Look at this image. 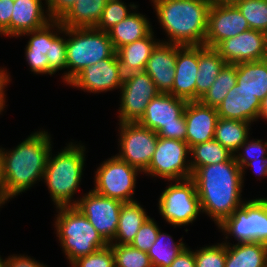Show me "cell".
<instances>
[{
    "mask_svg": "<svg viewBox=\"0 0 267 267\" xmlns=\"http://www.w3.org/2000/svg\"><path fill=\"white\" fill-rule=\"evenodd\" d=\"M243 174L234 155L228 161L201 166L192 174L201 210L218 226L243 205Z\"/></svg>",
    "mask_w": 267,
    "mask_h": 267,
    "instance_id": "obj_1",
    "label": "cell"
},
{
    "mask_svg": "<svg viewBox=\"0 0 267 267\" xmlns=\"http://www.w3.org/2000/svg\"><path fill=\"white\" fill-rule=\"evenodd\" d=\"M47 132H35L11 151L0 149L4 193L12 198L43 178L50 154Z\"/></svg>",
    "mask_w": 267,
    "mask_h": 267,
    "instance_id": "obj_2",
    "label": "cell"
},
{
    "mask_svg": "<svg viewBox=\"0 0 267 267\" xmlns=\"http://www.w3.org/2000/svg\"><path fill=\"white\" fill-rule=\"evenodd\" d=\"M168 44L204 45L210 4L205 0L152 1ZM170 35V36H169Z\"/></svg>",
    "mask_w": 267,
    "mask_h": 267,
    "instance_id": "obj_3",
    "label": "cell"
},
{
    "mask_svg": "<svg viewBox=\"0 0 267 267\" xmlns=\"http://www.w3.org/2000/svg\"><path fill=\"white\" fill-rule=\"evenodd\" d=\"M55 27L59 32L69 35L66 54L67 68L64 81L68 84L81 70L97 62L112 57L116 50L108 32L95 28L63 27L59 20H55Z\"/></svg>",
    "mask_w": 267,
    "mask_h": 267,
    "instance_id": "obj_4",
    "label": "cell"
},
{
    "mask_svg": "<svg viewBox=\"0 0 267 267\" xmlns=\"http://www.w3.org/2000/svg\"><path fill=\"white\" fill-rule=\"evenodd\" d=\"M84 151V146L71 143L55 157L49 154L43 179L56 207L72 206L71 199L81 181Z\"/></svg>",
    "mask_w": 267,
    "mask_h": 267,
    "instance_id": "obj_5",
    "label": "cell"
},
{
    "mask_svg": "<svg viewBox=\"0 0 267 267\" xmlns=\"http://www.w3.org/2000/svg\"><path fill=\"white\" fill-rule=\"evenodd\" d=\"M55 227L65 255L72 263L108 245L76 206H60Z\"/></svg>",
    "mask_w": 267,
    "mask_h": 267,
    "instance_id": "obj_6",
    "label": "cell"
},
{
    "mask_svg": "<svg viewBox=\"0 0 267 267\" xmlns=\"http://www.w3.org/2000/svg\"><path fill=\"white\" fill-rule=\"evenodd\" d=\"M187 101L169 93H159L149 101L144 114L137 122L155 131L159 137L186 142L184 111Z\"/></svg>",
    "mask_w": 267,
    "mask_h": 267,
    "instance_id": "obj_7",
    "label": "cell"
},
{
    "mask_svg": "<svg viewBox=\"0 0 267 267\" xmlns=\"http://www.w3.org/2000/svg\"><path fill=\"white\" fill-rule=\"evenodd\" d=\"M232 234L238 243L261 242L267 244V198L243 202L219 226Z\"/></svg>",
    "mask_w": 267,
    "mask_h": 267,
    "instance_id": "obj_8",
    "label": "cell"
},
{
    "mask_svg": "<svg viewBox=\"0 0 267 267\" xmlns=\"http://www.w3.org/2000/svg\"><path fill=\"white\" fill-rule=\"evenodd\" d=\"M159 210L163 218L175 227L192 223L201 212L193 179L175 180L174 185L171 183L160 195Z\"/></svg>",
    "mask_w": 267,
    "mask_h": 267,
    "instance_id": "obj_9",
    "label": "cell"
},
{
    "mask_svg": "<svg viewBox=\"0 0 267 267\" xmlns=\"http://www.w3.org/2000/svg\"><path fill=\"white\" fill-rule=\"evenodd\" d=\"M188 153L190 147L187 142L158 136L154 155L144 172L173 182L191 178L190 163L186 164Z\"/></svg>",
    "mask_w": 267,
    "mask_h": 267,
    "instance_id": "obj_10",
    "label": "cell"
},
{
    "mask_svg": "<svg viewBox=\"0 0 267 267\" xmlns=\"http://www.w3.org/2000/svg\"><path fill=\"white\" fill-rule=\"evenodd\" d=\"M138 171L140 172L139 169L115 155L104 161L97 169L93 190L100 195L120 200L123 203L135 201L132 199V195Z\"/></svg>",
    "mask_w": 267,
    "mask_h": 267,
    "instance_id": "obj_11",
    "label": "cell"
},
{
    "mask_svg": "<svg viewBox=\"0 0 267 267\" xmlns=\"http://www.w3.org/2000/svg\"><path fill=\"white\" fill-rule=\"evenodd\" d=\"M122 204V201L100 195L94 190L72 202V206L86 216L108 244L114 241Z\"/></svg>",
    "mask_w": 267,
    "mask_h": 267,
    "instance_id": "obj_12",
    "label": "cell"
},
{
    "mask_svg": "<svg viewBox=\"0 0 267 267\" xmlns=\"http://www.w3.org/2000/svg\"><path fill=\"white\" fill-rule=\"evenodd\" d=\"M120 123H136L154 97L160 92L145 71L124 75L121 86Z\"/></svg>",
    "mask_w": 267,
    "mask_h": 267,
    "instance_id": "obj_13",
    "label": "cell"
},
{
    "mask_svg": "<svg viewBox=\"0 0 267 267\" xmlns=\"http://www.w3.org/2000/svg\"><path fill=\"white\" fill-rule=\"evenodd\" d=\"M120 154L122 161L144 172L154 155L158 135L155 131L136 123H120Z\"/></svg>",
    "mask_w": 267,
    "mask_h": 267,
    "instance_id": "obj_14",
    "label": "cell"
},
{
    "mask_svg": "<svg viewBox=\"0 0 267 267\" xmlns=\"http://www.w3.org/2000/svg\"><path fill=\"white\" fill-rule=\"evenodd\" d=\"M249 29L247 20L235 4L210 6L204 45L215 48L223 40Z\"/></svg>",
    "mask_w": 267,
    "mask_h": 267,
    "instance_id": "obj_15",
    "label": "cell"
},
{
    "mask_svg": "<svg viewBox=\"0 0 267 267\" xmlns=\"http://www.w3.org/2000/svg\"><path fill=\"white\" fill-rule=\"evenodd\" d=\"M124 74L117 54L85 67L68 84L89 92H103L121 88Z\"/></svg>",
    "mask_w": 267,
    "mask_h": 267,
    "instance_id": "obj_16",
    "label": "cell"
},
{
    "mask_svg": "<svg viewBox=\"0 0 267 267\" xmlns=\"http://www.w3.org/2000/svg\"><path fill=\"white\" fill-rule=\"evenodd\" d=\"M267 34L249 29L220 42L215 49L228 64L265 59Z\"/></svg>",
    "mask_w": 267,
    "mask_h": 267,
    "instance_id": "obj_17",
    "label": "cell"
},
{
    "mask_svg": "<svg viewBox=\"0 0 267 267\" xmlns=\"http://www.w3.org/2000/svg\"><path fill=\"white\" fill-rule=\"evenodd\" d=\"M186 121V142L189 147L214 139L218 121L217 108L198 101L187 102L184 111Z\"/></svg>",
    "mask_w": 267,
    "mask_h": 267,
    "instance_id": "obj_18",
    "label": "cell"
},
{
    "mask_svg": "<svg viewBox=\"0 0 267 267\" xmlns=\"http://www.w3.org/2000/svg\"><path fill=\"white\" fill-rule=\"evenodd\" d=\"M197 72L198 46L177 45L174 84L169 94L187 102L196 101Z\"/></svg>",
    "mask_w": 267,
    "mask_h": 267,
    "instance_id": "obj_19",
    "label": "cell"
},
{
    "mask_svg": "<svg viewBox=\"0 0 267 267\" xmlns=\"http://www.w3.org/2000/svg\"><path fill=\"white\" fill-rule=\"evenodd\" d=\"M177 45L160 42L147 61L145 72L160 93H170L174 84Z\"/></svg>",
    "mask_w": 267,
    "mask_h": 267,
    "instance_id": "obj_20",
    "label": "cell"
},
{
    "mask_svg": "<svg viewBox=\"0 0 267 267\" xmlns=\"http://www.w3.org/2000/svg\"><path fill=\"white\" fill-rule=\"evenodd\" d=\"M261 101L237 83L217 107L219 118L253 122L260 117Z\"/></svg>",
    "mask_w": 267,
    "mask_h": 267,
    "instance_id": "obj_21",
    "label": "cell"
},
{
    "mask_svg": "<svg viewBox=\"0 0 267 267\" xmlns=\"http://www.w3.org/2000/svg\"><path fill=\"white\" fill-rule=\"evenodd\" d=\"M41 3V0H18L14 2L10 36H22L23 33L40 29L52 21L44 14Z\"/></svg>",
    "mask_w": 267,
    "mask_h": 267,
    "instance_id": "obj_22",
    "label": "cell"
},
{
    "mask_svg": "<svg viewBox=\"0 0 267 267\" xmlns=\"http://www.w3.org/2000/svg\"><path fill=\"white\" fill-rule=\"evenodd\" d=\"M153 31L146 37L126 44L116 50L124 75L144 71L153 50L160 43L153 38Z\"/></svg>",
    "mask_w": 267,
    "mask_h": 267,
    "instance_id": "obj_23",
    "label": "cell"
},
{
    "mask_svg": "<svg viewBox=\"0 0 267 267\" xmlns=\"http://www.w3.org/2000/svg\"><path fill=\"white\" fill-rule=\"evenodd\" d=\"M55 26V20H52L44 27L25 32L32 35L26 47V59L32 72L37 74H49L48 58L46 56L50 50V28Z\"/></svg>",
    "mask_w": 267,
    "mask_h": 267,
    "instance_id": "obj_24",
    "label": "cell"
},
{
    "mask_svg": "<svg viewBox=\"0 0 267 267\" xmlns=\"http://www.w3.org/2000/svg\"><path fill=\"white\" fill-rule=\"evenodd\" d=\"M225 64V60L215 48L207 47L205 45L198 46L196 101H198L215 82V79Z\"/></svg>",
    "mask_w": 267,
    "mask_h": 267,
    "instance_id": "obj_25",
    "label": "cell"
},
{
    "mask_svg": "<svg viewBox=\"0 0 267 267\" xmlns=\"http://www.w3.org/2000/svg\"><path fill=\"white\" fill-rule=\"evenodd\" d=\"M226 244L225 267H264L267 262V244L261 242Z\"/></svg>",
    "mask_w": 267,
    "mask_h": 267,
    "instance_id": "obj_26",
    "label": "cell"
},
{
    "mask_svg": "<svg viewBox=\"0 0 267 267\" xmlns=\"http://www.w3.org/2000/svg\"><path fill=\"white\" fill-rule=\"evenodd\" d=\"M108 0H77L59 20L63 27L95 28Z\"/></svg>",
    "mask_w": 267,
    "mask_h": 267,
    "instance_id": "obj_27",
    "label": "cell"
},
{
    "mask_svg": "<svg viewBox=\"0 0 267 267\" xmlns=\"http://www.w3.org/2000/svg\"><path fill=\"white\" fill-rule=\"evenodd\" d=\"M236 83L262 102L267 96V61L238 63Z\"/></svg>",
    "mask_w": 267,
    "mask_h": 267,
    "instance_id": "obj_28",
    "label": "cell"
},
{
    "mask_svg": "<svg viewBox=\"0 0 267 267\" xmlns=\"http://www.w3.org/2000/svg\"><path fill=\"white\" fill-rule=\"evenodd\" d=\"M144 16L132 13L108 31L115 50L146 37L152 31L150 22Z\"/></svg>",
    "mask_w": 267,
    "mask_h": 267,
    "instance_id": "obj_29",
    "label": "cell"
},
{
    "mask_svg": "<svg viewBox=\"0 0 267 267\" xmlns=\"http://www.w3.org/2000/svg\"><path fill=\"white\" fill-rule=\"evenodd\" d=\"M149 218L145 210L137 201L125 202L120 210L117 232L114 240L116 243L109 244H131L140 227Z\"/></svg>",
    "mask_w": 267,
    "mask_h": 267,
    "instance_id": "obj_30",
    "label": "cell"
},
{
    "mask_svg": "<svg viewBox=\"0 0 267 267\" xmlns=\"http://www.w3.org/2000/svg\"><path fill=\"white\" fill-rule=\"evenodd\" d=\"M250 122L235 119L218 118L214 139L218 141L233 155L239 151V147L248 139Z\"/></svg>",
    "mask_w": 267,
    "mask_h": 267,
    "instance_id": "obj_31",
    "label": "cell"
},
{
    "mask_svg": "<svg viewBox=\"0 0 267 267\" xmlns=\"http://www.w3.org/2000/svg\"><path fill=\"white\" fill-rule=\"evenodd\" d=\"M236 82L237 64L226 63L215 79V82L203 94L199 101L204 105L217 108Z\"/></svg>",
    "mask_w": 267,
    "mask_h": 267,
    "instance_id": "obj_32",
    "label": "cell"
},
{
    "mask_svg": "<svg viewBox=\"0 0 267 267\" xmlns=\"http://www.w3.org/2000/svg\"><path fill=\"white\" fill-rule=\"evenodd\" d=\"M192 174L201 166L228 161L233 154L215 139L190 147Z\"/></svg>",
    "mask_w": 267,
    "mask_h": 267,
    "instance_id": "obj_33",
    "label": "cell"
},
{
    "mask_svg": "<svg viewBox=\"0 0 267 267\" xmlns=\"http://www.w3.org/2000/svg\"><path fill=\"white\" fill-rule=\"evenodd\" d=\"M164 237L171 242H167ZM166 241V243H165ZM183 242H173L171 236L166 233H161L159 230L156 241L153 246L147 251L153 267H169L175 258L185 248Z\"/></svg>",
    "mask_w": 267,
    "mask_h": 267,
    "instance_id": "obj_34",
    "label": "cell"
},
{
    "mask_svg": "<svg viewBox=\"0 0 267 267\" xmlns=\"http://www.w3.org/2000/svg\"><path fill=\"white\" fill-rule=\"evenodd\" d=\"M250 29L267 34V0H237L234 3Z\"/></svg>",
    "mask_w": 267,
    "mask_h": 267,
    "instance_id": "obj_35",
    "label": "cell"
},
{
    "mask_svg": "<svg viewBox=\"0 0 267 267\" xmlns=\"http://www.w3.org/2000/svg\"><path fill=\"white\" fill-rule=\"evenodd\" d=\"M115 257V267H153L147 252L130 244H109Z\"/></svg>",
    "mask_w": 267,
    "mask_h": 267,
    "instance_id": "obj_36",
    "label": "cell"
},
{
    "mask_svg": "<svg viewBox=\"0 0 267 267\" xmlns=\"http://www.w3.org/2000/svg\"><path fill=\"white\" fill-rule=\"evenodd\" d=\"M127 6L121 0H108L95 29L108 32L116 24L130 14Z\"/></svg>",
    "mask_w": 267,
    "mask_h": 267,
    "instance_id": "obj_37",
    "label": "cell"
},
{
    "mask_svg": "<svg viewBox=\"0 0 267 267\" xmlns=\"http://www.w3.org/2000/svg\"><path fill=\"white\" fill-rule=\"evenodd\" d=\"M67 40L51 32L50 29V50L46 54L49 64V74L52 75L56 71L67 68L66 54Z\"/></svg>",
    "mask_w": 267,
    "mask_h": 267,
    "instance_id": "obj_38",
    "label": "cell"
},
{
    "mask_svg": "<svg viewBox=\"0 0 267 267\" xmlns=\"http://www.w3.org/2000/svg\"><path fill=\"white\" fill-rule=\"evenodd\" d=\"M226 244L202 247L195 251L196 267H225Z\"/></svg>",
    "mask_w": 267,
    "mask_h": 267,
    "instance_id": "obj_39",
    "label": "cell"
},
{
    "mask_svg": "<svg viewBox=\"0 0 267 267\" xmlns=\"http://www.w3.org/2000/svg\"><path fill=\"white\" fill-rule=\"evenodd\" d=\"M73 267H115V257L111 246L99 249L71 263Z\"/></svg>",
    "mask_w": 267,
    "mask_h": 267,
    "instance_id": "obj_40",
    "label": "cell"
},
{
    "mask_svg": "<svg viewBox=\"0 0 267 267\" xmlns=\"http://www.w3.org/2000/svg\"><path fill=\"white\" fill-rule=\"evenodd\" d=\"M159 230L156 222L149 217L140 227L130 245L136 249L147 252L156 241Z\"/></svg>",
    "mask_w": 267,
    "mask_h": 267,
    "instance_id": "obj_41",
    "label": "cell"
},
{
    "mask_svg": "<svg viewBox=\"0 0 267 267\" xmlns=\"http://www.w3.org/2000/svg\"><path fill=\"white\" fill-rule=\"evenodd\" d=\"M246 146V147H245ZM244 148L243 154L239 152L237 156L234 155L236 162L243 169V166L249 161H266L267 157V142L262 144L261 140L248 141V139L239 147Z\"/></svg>",
    "mask_w": 267,
    "mask_h": 267,
    "instance_id": "obj_42",
    "label": "cell"
},
{
    "mask_svg": "<svg viewBox=\"0 0 267 267\" xmlns=\"http://www.w3.org/2000/svg\"><path fill=\"white\" fill-rule=\"evenodd\" d=\"M48 7L47 15L52 20H60L77 0H45Z\"/></svg>",
    "mask_w": 267,
    "mask_h": 267,
    "instance_id": "obj_43",
    "label": "cell"
},
{
    "mask_svg": "<svg viewBox=\"0 0 267 267\" xmlns=\"http://www.w3.org/2000/svg\"><path fill=\"white\" fill-rule=\"evenodd\" d=\"M14 7L13 0H0V34L10 35V22Z\"/></svg>",
    "mask_w": 267,
    "mask_h": 267,
    "instance_id": "obj_44",
    "label": "cell"
},
{
    "mask_svg": "<svg viewBox=\"0 0 267 267\" xmlns=\"http://www.w3.org/2000/svg\"><path fill=\"white\" fill-rule=\"evenodd\" d=\"M169 267H196L195 252L185 247Z\"/></svg>",
    "mask_w": 267,
    "mask_h": 267,
    "instance_id": "obj_45",
    "label": "cell"
},
{
    "mask_svg": "<svg viewBox=\"0 0 267 267\" xmlns=\"http://www.w3.org/2000/svg\"><path fill=\"white\" fill-rule=\"evenodd\" d=\"M7 267H46L43 264L30 259L28 256H12L7 258Z\"/></svg>",
    "mask_w": 267,
    "mask_h": 267,
    "instance_id": "obj_46",
    "label": "cell"
},
{
    "mask_svg": "<svg viewBox=\"0 0 267 267\" xmlns=\"http://www.w3.org/2000/svg\"><path fill=\"white\" fill-rule=\"evenodd\" d=\"M6 70L0 69V112L3 111V108H5V94H4V88L7 83H9V75Z\"/></svg>",
    "mask_w": 267,
    "mask_h": 267,
    "instance_id": "obj_47",
    "label": "cell"
},
{
    "mask_svg": "<svg viewBox=\"0 0 267 267\" xmlns=\"http://www.w3.org/2000/svg\"><path fill=\"white\" fill-rule=\"evenodd\" d=\"M256 163H260L259 166H257ZM244 167H253V169L255 170V173H259L260 176H267V160L266 161H249L247 162L244 166H243V169H242V173L244 172Z\"/></svg>",
    "mask_w": 267,
    "mask_h": 267,
    "instance_id": "obj_48",
    "label": "cell"
},
{
    "mask_svg": "<svg viewBox=\"0 0 267 267\" xmlns=\"http://www.w3.org/2000/svg\"><path fill=\"white\" fill-rule=\"evenodd\" d=\"M205 1H207L211 6H214V5L234 4L237 0H205Z\"/></svg>",
    "mask_w": 267,
    "mask_h": 267,
    "instance_id": "obj_49",
    "label": "cell"
},
{
    "mask_svg": "<svg viewBox=\"0 0 267 267\" xmlns=\"http://www.w3.org/2000/svg\"><path fill=\"white\" fill-rule=\"evenodd\" d=\"M267 119V96L261 102L260 117Z\"/></svg>",
    "mask_w": 267,
    "mask_h": 267,
    "instance_id": "obj_50",
    "label": "cell"
},
{
    "mask_svg": "<svg viewBox=\"0 0 267 267\" xmlns=\"http://www.w3.org/2000/svg\"><path fill=\"white\" fill-rule=\"evenodd\" d=\"M0 192H4L3 177H2V159L0 155Z\"/></svg>",
    "mask_w": 267,
    "mask_h": 267,
    "instance_id": "obj_51",
    "label": "cell"
},
{
    "mask_svg": "<svg viewBox=\"0 0 267 267\" xmlns=\"http://www.w3.org/2000/svg\"><path fill=\"white\" fill-rule=\"evenodd\" d=\"M9 198L5 195L4 192H0V206L5 203Z\"/></svg>",
    "mask_w": 267,
    "mask_h": 267,
    "instance_id": "obj_52",
    "label": "cell"
},
{
    "mask_svg": "<svg viewBox=\"0 0 267 267\" xmlns=\"http://www.w3.org/2000/svg\"><path fill=\"white\" fill-rule=\"evenodd\" d=\"M0 267H7V259L6 260H2L0 257Z\"/></svg>",
    "mask_w": 267,
    "mask_h": 267,
    "instance_id": "obj_53",
    "label": "cell"
},
{
    "mask_svg": "<svg viewBox=\"0 0 267 267\" xmlns=\"http://www.w3.org/2000/svg\"><path fill=\"white\" fill-rule=\"evenodd\" d=\"M265 60L267 61V40H266V54H265Z\"/></svg>",
    "mask_w": 267,
    "mask_h": 267,
    "instance_id": "obj_54",
    "label": "cell"
}]
</instances>
